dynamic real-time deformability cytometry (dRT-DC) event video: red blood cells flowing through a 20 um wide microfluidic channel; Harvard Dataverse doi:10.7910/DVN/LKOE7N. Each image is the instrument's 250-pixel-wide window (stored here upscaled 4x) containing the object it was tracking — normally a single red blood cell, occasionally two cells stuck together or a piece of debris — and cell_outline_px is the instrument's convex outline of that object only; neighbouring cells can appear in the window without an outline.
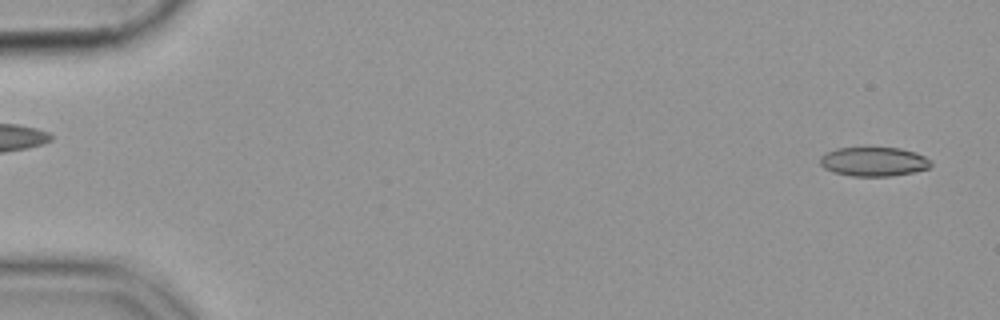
{"species": "common noctule bat (a hibernating species)", "species_latin": "Nyctalus noctula", "temperature_condition": "cold", "stored_images_in_passage": 55, "camera_frame_rate_fps": 3000, "um_per_image_px": 0.085, "animal": {"sex": "female", "body_mass_g": 19.9}, "frame": {"image": 1, "passage_image": 2, "time_ms": 0.333, "image_size_px": [1000, 320], "cell_outline_px": [[932, 164], [928, 168], [912, 172], [892, 176], [852, 176], [832, 172], [824, 168], [820, 164], [820, 156], [824, 152], [836, 148], [868, 144], [900, 148], [916, 152], [932, 160]], "centroid_in_image_um": [74.22, 13.68], "position_along_channel_um": 10.8, "area_um2": 19.88}}
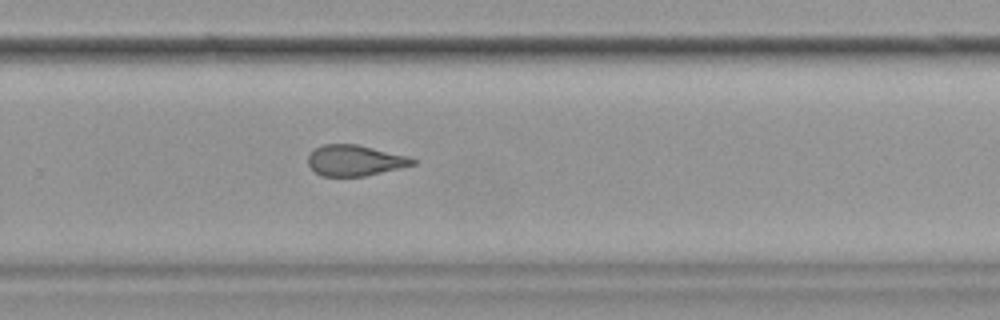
{"frame": {"image": 2, "passage_image": 37, "time_ms": 12.0, "image_size_px": [1000, 320], "cell_outline_px": [[416, 164], [400, 168], [364, 176], [320, 176], [308, 164], [308, 156], [316, 148], [324, 144], [356, 144], [408, 156], [416, 160]], "centroid_in_image_um": [30.17, 13.64], "position_along_channel_um": 299.6, "area_um2": 18.61}}
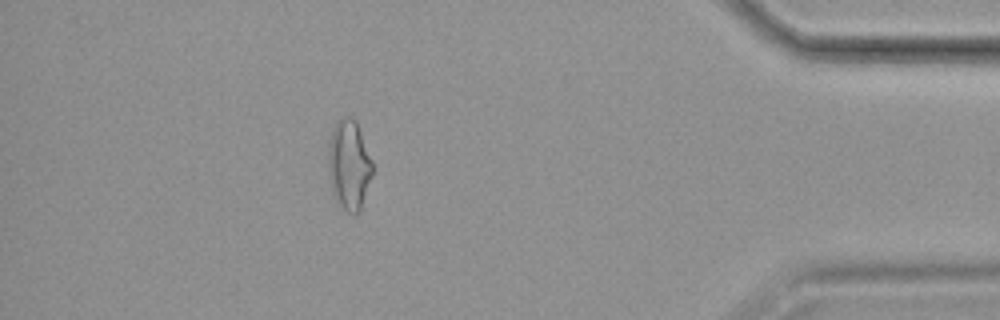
{"frame": {"image": 3, "passage_image": 49, "time_ms": 16.0, "image_size_px": [1000, 320], "cell_outline_px": [[372, 172], [360, 208], [356, 216], [352, 216], [336, 200], [332, 192], [328, 172], [328, 140], [332, 128], [336, 120], [344, 116], [352, 116], [356, 120], [372, 160]], "centroid_in_image_um": [29.63, 13.95], "position_along_channel_um": 405.6, "area_um2": 23.24}}